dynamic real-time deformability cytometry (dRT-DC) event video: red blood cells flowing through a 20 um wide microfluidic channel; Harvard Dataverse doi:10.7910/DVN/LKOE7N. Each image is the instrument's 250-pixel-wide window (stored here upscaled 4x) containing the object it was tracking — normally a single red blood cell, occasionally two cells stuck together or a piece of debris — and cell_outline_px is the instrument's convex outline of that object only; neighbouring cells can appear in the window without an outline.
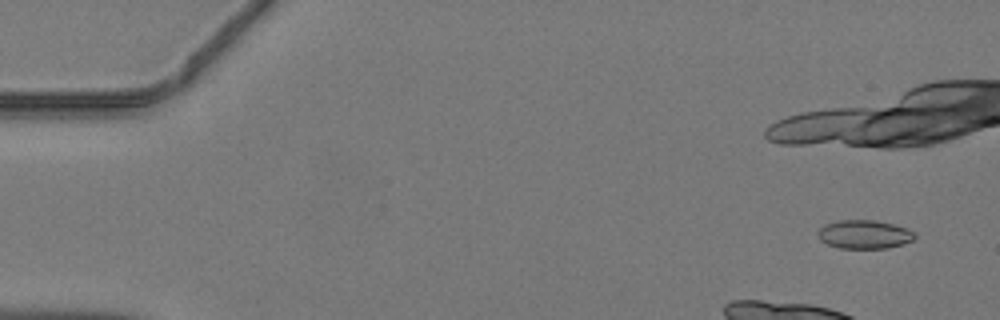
{"species": "common noctule bat (a hibernating species)", "species_latin": "Nyctalus noctula", "temperature_condition": "warm", "stored_images_in_passage": 14, "camera_frame_rate_fps": 3000, "um_per_image_px": 0.085, "animal": {"sex": "male", "body_mass_g": 19.2, "forearm_length_mm": 51.8}, "frame": {"image": 1, "passage_image": 3, "time_ms": 0.667, "image_size_px": [1000, 320], "cell_outline_px": [[916, 236], [912, 240], [888, 248], [840, 248], [828, 244], [820, 240], [816, 232], [824, 224], [836, 220], [876, 220], [908, 228]], "centroid_in_image_um": [73.42, 19.91], "position_along_channel_um": 11.6, "area_um2": 16.13}}